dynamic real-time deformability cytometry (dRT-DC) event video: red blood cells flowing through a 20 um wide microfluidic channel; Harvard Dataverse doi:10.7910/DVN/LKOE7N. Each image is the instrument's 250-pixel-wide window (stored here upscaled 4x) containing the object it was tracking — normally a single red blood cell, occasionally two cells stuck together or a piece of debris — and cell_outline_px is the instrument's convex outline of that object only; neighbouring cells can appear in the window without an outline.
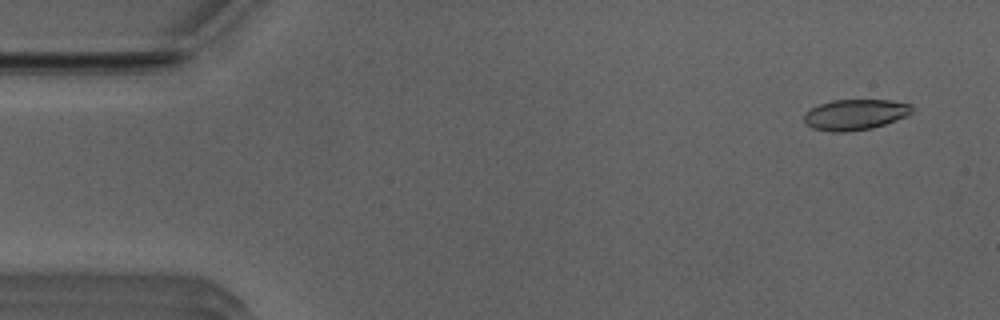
{"species": "Egyptian fruit bat (a non-hibernating species)", "species_latin": "Rousettus aegyptiacus", "temperature_condition": "room temperature", "stored_images_in_passage": 50, "camera_frame_rate_fps": 3000, "um_per_image_px": 0.085, "animal": {"sex": "male"}, "frame": {"image": 1, "passage_image": 2, "time_ms": 0.333, "image_size_px": [1000, 320], "cell_outline_px": [[912, 112], [908, 116], [872, 128], [844, 132], [832, 132], [812, 128], [804, 124], [804, 112], [820, 104], [832, 100], [892, 100], [912, 104]], "centroid_in_image_um": [72.68, 9.74], "position_along_channel_um": 12.3, "area_um2": 19.42}}
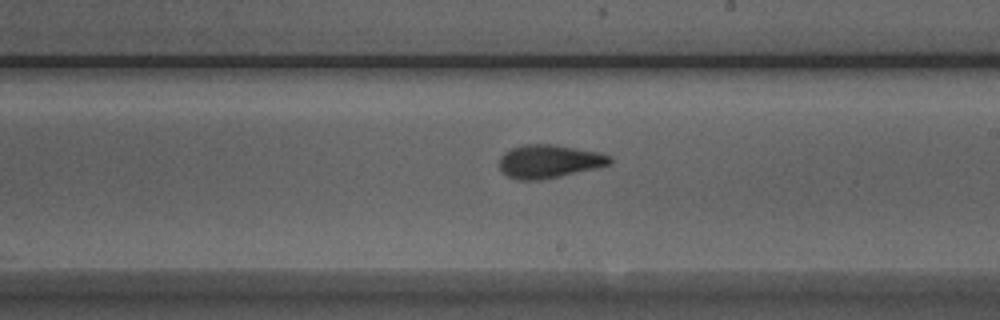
{"frame": {"image": 2, "passage_image": 28, "time_ms": 9.0, "image_size_px": [1000, 320], "cell_outline_px": [[612, 160], [608, 164], [596, 168], [560, 176], [540, 180], [516, 180], [508, 176], [500, 168], [500, 156], [504, 152], [512, 148], [524, 144], [552, 144], [600, 152], [612, 156]], "centroid_in_image_um": [46.67, 13.71], "position_along_channel_um": 242.3, "area_um2": 21.39}}
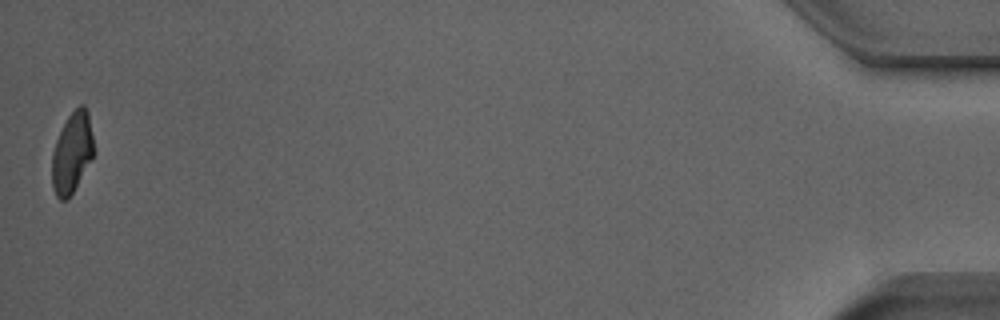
{"frame": {"image": 3, "passage_image": 50, "time_ms": 16.333, "image_size_px": [1000, 320], "cell_outline_px": [[92, 156], [72, 192], [64, 200], [60, 200], [56, 196], [52, 188], [52, 152], [56, 140], [68, 116], [80, 104], [84, 104], [88, 112], [92, 136]], "centroid_in_image_um": [6.08, 12.96], "position_along_channel_um": 429.1, "area_um2": 18.96}, "authors_computed_cell_mechanics": {"area_um2": 20.6346, "velocity_mm_per_s": 3.9525, "shape_relaxation_time_tau1_ms": 3.7834, "shape_relaxation_time_tau2_ms": 1.9183, "deformation_change_tau1": 0.144, "deformation_change_tau2": 0.0806}}